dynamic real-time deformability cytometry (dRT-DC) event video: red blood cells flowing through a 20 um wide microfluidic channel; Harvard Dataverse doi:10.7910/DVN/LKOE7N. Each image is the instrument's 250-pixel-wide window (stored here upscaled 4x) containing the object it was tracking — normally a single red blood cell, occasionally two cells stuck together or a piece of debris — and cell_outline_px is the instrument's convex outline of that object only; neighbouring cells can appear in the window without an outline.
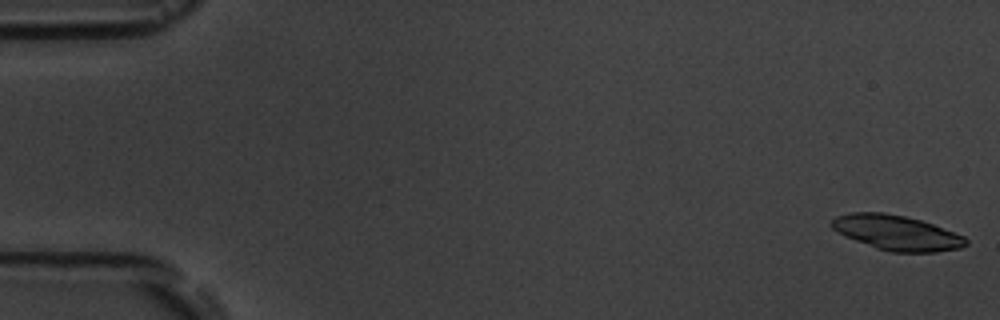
{"species": "common noctule bat (a hibernating species)", "species_latin": "Nyctalus noctula", "temperature_condition": "room temperature", "stored_images_in_passage": 8, "camera_frame_rate_fps": 3000, "um_per_image_px": 0.085, "animal": {"sex": "male", "body_mass_g": 19.5, "forearm_length_mm": 54.6}, "frame": {"image": 1, "passage_image": 1, "time_ms": 0.0, "image_size_px": [1000, 320], "cell_outline_px": [[968, 244], [960, 248], [936, 252], [892, 252], [876, 248], [844, 236], [832, 228], [828, 224], [836, 216], [848, 212], [884, 212], [904, 216], [920, 220], [932, 224], [964, 236], [968, 240]], "centroid_in_image_um": [76.18, 19.78], "position_along_channel_um": 8.8, "area_um2": 27.34}}